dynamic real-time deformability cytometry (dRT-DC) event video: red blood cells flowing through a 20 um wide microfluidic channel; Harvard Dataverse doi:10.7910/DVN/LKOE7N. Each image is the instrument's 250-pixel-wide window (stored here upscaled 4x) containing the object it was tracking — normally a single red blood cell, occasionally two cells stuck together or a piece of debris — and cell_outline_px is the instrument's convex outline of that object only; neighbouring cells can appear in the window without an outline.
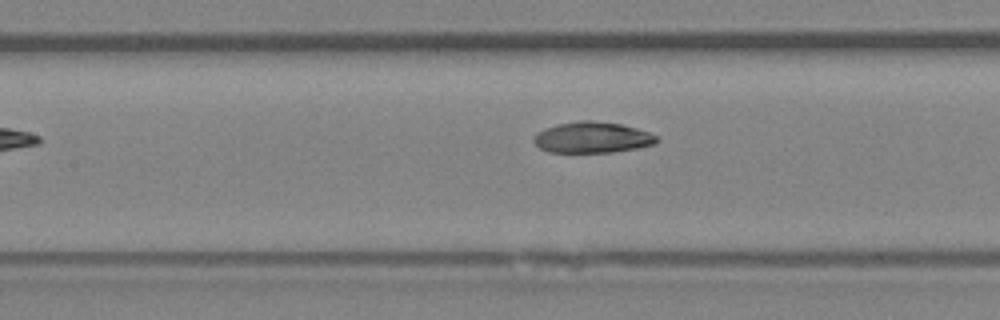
{"species": "Egyptian fruit bat (a non-hibernating species)", "species_latin": "Rousettus aegyptiacus", "temperature_condition": "room temperature", "stored_images_in_passage": 6, "camera_frame_rate_fps": 3000, "um_per_image_px": 0.085, "animal": {"sex": "female"}, "frame": {"image": 1, "passage_image": 6, "time_ms": 6.0, "image_size_px": [1000, 320], "cell_outline_px": [[660, 140], [656, 144], [636, 148], [612, 152], [548, 152], [540, 148], [532, 140], [532, 136], [536, 132], [544, 128], [560, 124], [580, 120], [592, 120], [620, 124], [636, 128], [648, 132], [656, 136]], "centroid_in_image_um": [50.32, 11.68], "position_along_channel_um": 157.1, "area_um2": 22.25}}